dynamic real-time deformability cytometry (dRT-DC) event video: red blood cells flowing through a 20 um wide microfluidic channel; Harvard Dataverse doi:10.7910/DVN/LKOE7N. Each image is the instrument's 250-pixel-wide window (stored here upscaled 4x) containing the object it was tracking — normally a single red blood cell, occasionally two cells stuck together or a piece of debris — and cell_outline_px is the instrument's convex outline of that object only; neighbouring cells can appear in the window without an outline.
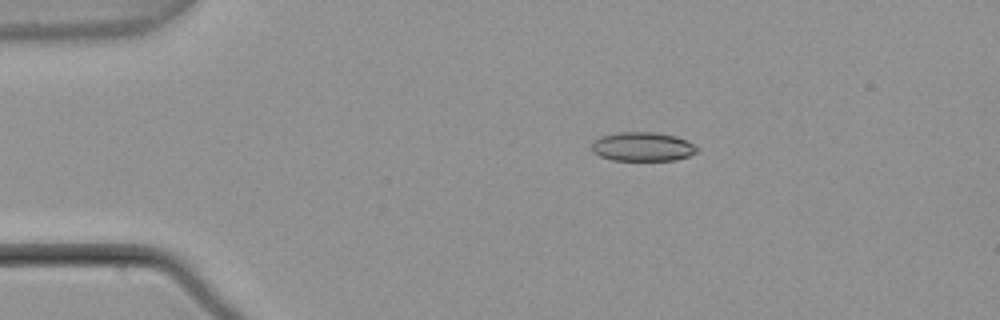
{"species": "common noctule bat (a hibernating species)", "species_latin": "Nyctalus noctula", "temperature_condition": "warm", "stored_images_in_passage": 4, "camera_frame_rate_fps": 3000, "um_per_image_px": 0.085, "animal": {"sex": "male", "body_mass_g": 21.5, "forearm_length_mm": 52.0}, "frame": {"image": 1, "passage_image": 1, "time_ms": 0.0, "image_size_px": [1000, 320], "cell_outline_px": [[700, 148], [696, 152], [688, 156], [676, 160], [612, 160], [600, 156], [592, 152], [592, 144], [600, 136], [620, 132], [656, 132], [676, 136], [688, 140]], "centroid_in_image_um": [54.65, 12.46], "position_along_channel_um": 30.3, "area_um2": 17.92}}
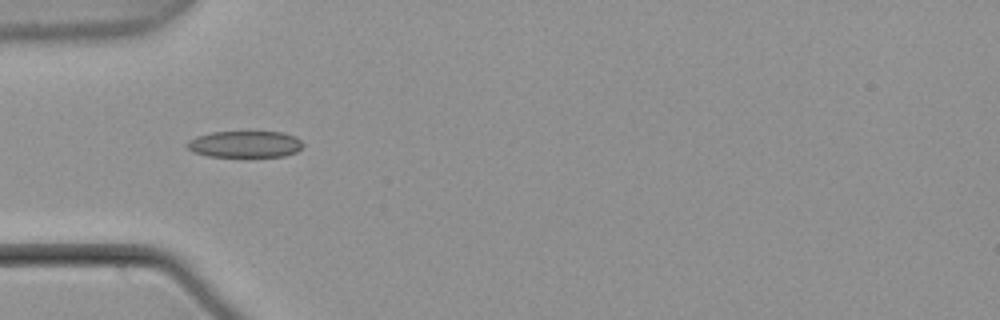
{"frame": {"image": 2, "passage_image": 3, "time_ms": 0.667, "image_size_px": [1000, 320], "cell_outline_px": [[304, 144], [296, 152], [284, 156], [208, 156], [192, 152], [184, 144], [188, 140], [196, 136], [212, 132], [284, 132], [296, 136]], "centroid_in_image_um": [20.8, 12.25], "position_along_channel_um": 64.2, "area_um2": 17.98}}
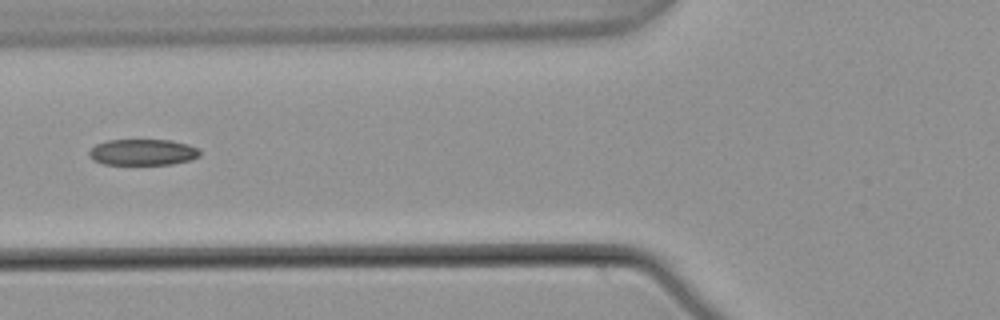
{"frame": {"image": 3, "passage_image": 4, "time_ms": 1.0, "image_size_px": [1000, 320], "cell_outline_px": [[200, 156], [188, 160], [172, 164], [104, 164], [92, 160], [88, 156], [88, 152], [96, 144], [108, 140], [172, 140], [188, 144], [196, 148], [200, 152]], "centroid_in_image_um": [12.1, 12.93], "position_along_channel_um": 113.7, "area_um2": 16.82}}